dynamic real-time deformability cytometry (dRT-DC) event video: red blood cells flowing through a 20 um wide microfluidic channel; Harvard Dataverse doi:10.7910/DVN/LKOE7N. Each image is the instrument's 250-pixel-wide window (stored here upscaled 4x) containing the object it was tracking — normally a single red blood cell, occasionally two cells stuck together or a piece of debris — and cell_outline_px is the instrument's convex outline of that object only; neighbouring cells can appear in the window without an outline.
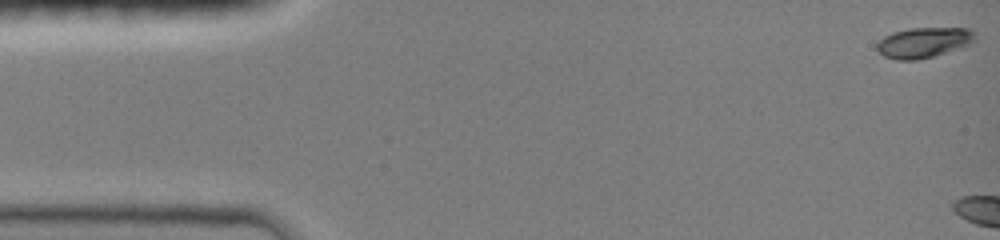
{"species": "common noctule bat (a hibernating species)", "species_latin": "Nyctalus noctula", "temperature_condition": "room temperature", "stored_images_in_passage": 4, "camera_frame_rate_fps": 3000, "um_per_image_px": 0.085, "animal": {"sex": "female", "body_mass_g": 19.0, "forearm_length_mm": 51.5}, "frame": {"image": 1, "passage_image": 1, "time_ms": 0.0, "image_size_px": [1000, 240], "cell_outline_px": [[976, 40], [968, 44], [932, 56], [916, 60], [896, 60], [884, 56], [876, 48], [876, 44], [884, 36], [896, 32], [912, 28], [968, 28], [976, 32]], "centroid_in_image_um": [78.51, 3.61], "position_along_channel_um": 6.5, "area_um2": 17.05}}